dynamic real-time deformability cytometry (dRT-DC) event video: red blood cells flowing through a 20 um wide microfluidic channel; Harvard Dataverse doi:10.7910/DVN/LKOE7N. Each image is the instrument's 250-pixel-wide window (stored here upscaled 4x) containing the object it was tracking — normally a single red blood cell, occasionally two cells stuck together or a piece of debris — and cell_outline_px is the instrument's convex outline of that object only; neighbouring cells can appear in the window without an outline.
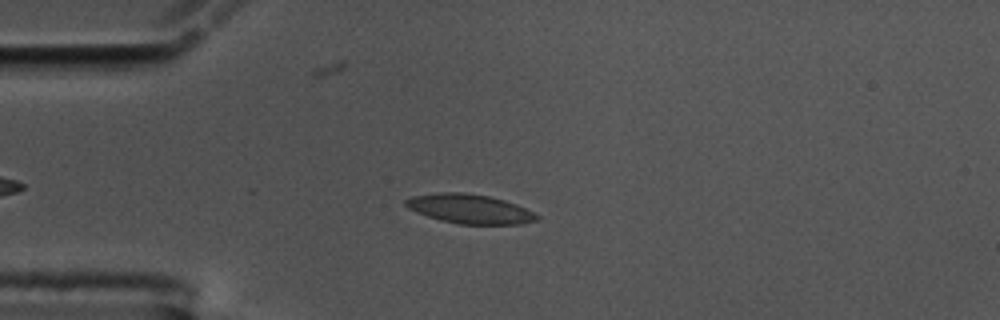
{"species": "common noctule bat (a hibernating species)", "species_latin": "Nyctalus noctula", "temperature_condition": "cold", "stored_images_in_passage": 46, "camera_frame_rate_fps": 3000, "um_per_image_px": 0.085, "animal": {"sex": "male", "body_mass_g": 17.5, "forearm_length_mm": 52.3}, "frame": {"image": 1, "passage_image": 4, "time_ms": 1.0, "image_size_px": [1000, 320], "cell_outline_px": [[540, 216], [536, 220], [520, 224], [460, 224], [440, 220], [428, 216], [408, 208], [404, 204], [404, 200], [412, 196], [440, 192], [464, 192], [488, 196], [504, 200], [516, 204]], "centroid_in_image_um": [39.9, 17.75], "position_along_channel_um": 45.1, "area_um2": 22.2}}
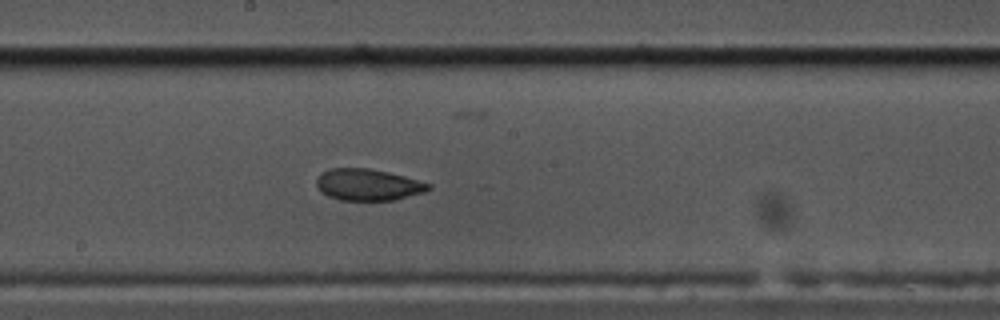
{"frame": {"image": 2, "passage_image": 20, "time_ms": 6.333, "image_size_px": [1000, 320], "cell_outline_px": [[432, 188], [424, 192], [396, 200], [340, 200], [328, 196], [316, 184], [316, 180], [324, 172], [332, 168], [368, 168], [388, 172], [404, 176], [432, 184]], "centroid_in_image_um": [31.34, 15.7], "position_along_channel_um": 216.9, "area_um2": 20.4}}
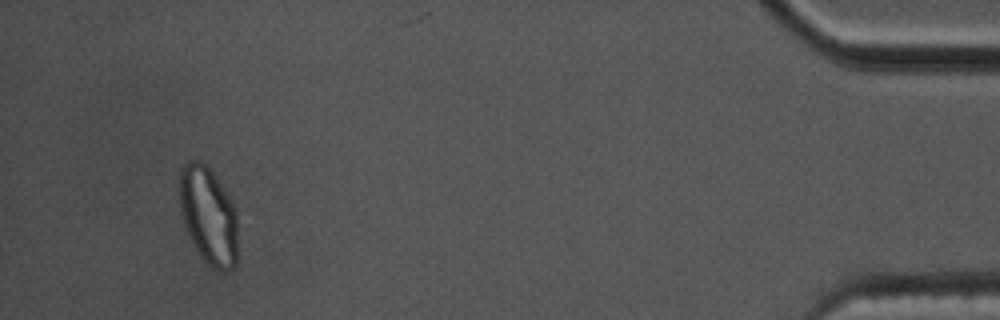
{"frame": {"image": 3, "passage_image": 43, "time_ms": 14.0, "image_size_px": [1000, 320], "cell_outline_px": [[236, 264], [228, 272], [216, 272], [200, 256], [188, 236], [180, 212], [180, 168], [188, 160], [200, 160], [212, 172], [228, 196], [236, 212]], "centroid_in_image_um": [17.69, 18.37], "position_along_channel_um": 417.5, "area_um2": 33.06}, "authors_computed_cell_mechanics": {"area_um2": 21.9351, "velocity_mm_per_s": 3.558, "shape_relaxation_time_tau1_ms": null, "shape_relaxation_time_tau2_ms": 1.6192, "deformation_change_tau1": null, "deformation_change_tau2": 0.0484}}